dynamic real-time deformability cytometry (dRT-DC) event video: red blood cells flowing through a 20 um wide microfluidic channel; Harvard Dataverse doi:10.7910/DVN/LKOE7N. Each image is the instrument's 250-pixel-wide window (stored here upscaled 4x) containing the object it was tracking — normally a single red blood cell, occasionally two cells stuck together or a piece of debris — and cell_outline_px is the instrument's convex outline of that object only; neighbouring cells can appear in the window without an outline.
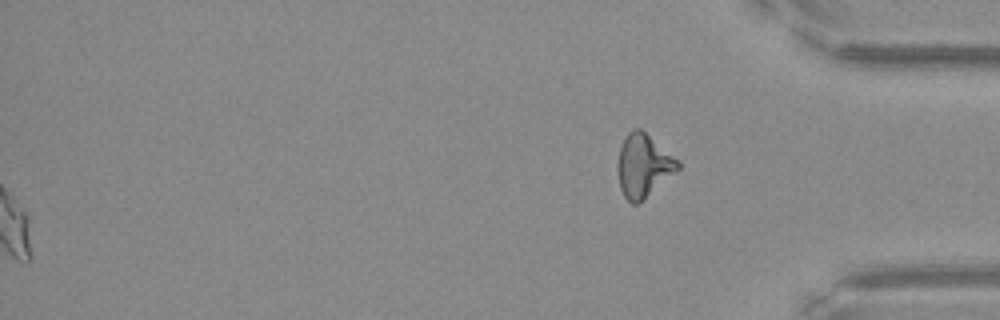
{"species": "Egyptian fruit bat (a non-hibernating species)", "species_latin": "Rousettus aegyptiacus", "temperature_condition": "warm", "stored_images_in_passage": 55, "segment_of_instrument_passage": [2, 2], "camera_frame_rate_fps": 3000, "um_per_image_px": 0.085, "frame": {"image": 1, "passage_image": 55, "time_ms": 18.0, "image_size_px": [1000, 320], "cell_outline_px": [[680, 168], [676, 172], [636, 204], [632, 204], [624, 196], [620, 188], [620, 148], [628, 132], [632, 128], [640, 128], [680, 160]], "centroid_in_image_um": [54.74, 14.05], "position_along_channel_um": 380.5, "area_um2": 21.39}}